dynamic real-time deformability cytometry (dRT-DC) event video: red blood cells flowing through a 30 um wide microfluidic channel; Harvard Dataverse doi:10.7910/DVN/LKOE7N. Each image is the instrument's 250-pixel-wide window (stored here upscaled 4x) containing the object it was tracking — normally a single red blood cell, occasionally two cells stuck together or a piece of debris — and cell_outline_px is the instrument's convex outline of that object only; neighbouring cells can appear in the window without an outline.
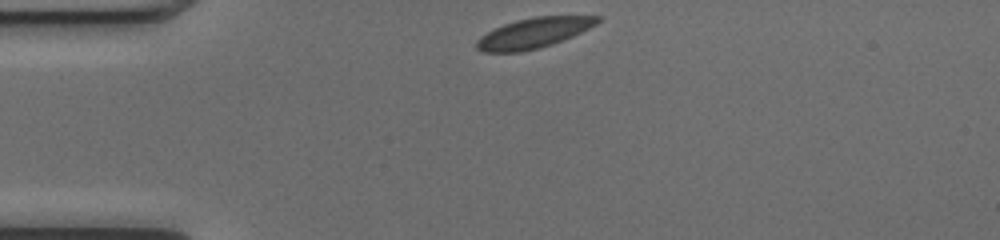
{"species": "common noctule bat (a hibernating species)", "species_latin": "Nyctalus noctula", "temperature_condition": "cold", "stored_images_in_passage": 41, "camera_frame_rate_fps": 3000, "um_per_image_px": 0.085, "animal": {"sex": "female", "body_mass_g": 17.0, "forearm_length_mm": 48.0}, "frame": {"image": 1, "passage_image": 1, "time_ms": 0.0, "image_size_px": [1000, 240], "cell_outline_px": [[604, 16], [596, 24], [572, 36], [552, 44], [540, 48], [520, 52], [484, 52], [476, 48], [476, 40], [480, 36], [504, 24], [516, 20], [536, 16]], "centroid_in_image_um": [45.35, 2.8], "position_along_channel_um": 39.7, "area_um2": 21.1}}
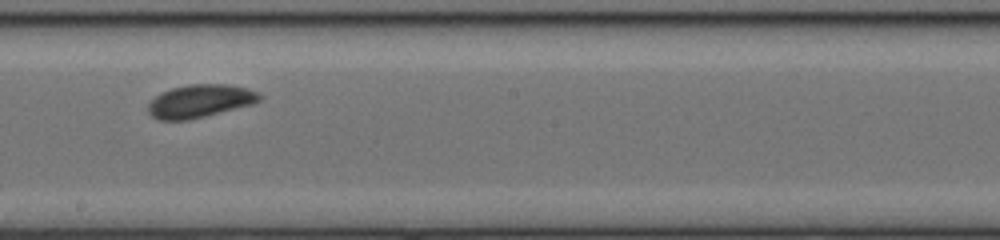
{"frame": {"image": 2, "passage_image": 18, "time_ms": 5.667, "image_size_px": [1000, 240], "cell_outline_px": [[264, 96], [260, 100], [252, 104], [188, 120], [156, 120], [148, 112], [148, 104], [160, 92], [172, 88], [188, 84], [228, 84], [248, 88], [260, 92]], "centroid_in_image_um": [17.01, 8.58], "position_along_channel_um": 231.2, "area_um2": 21.5}}
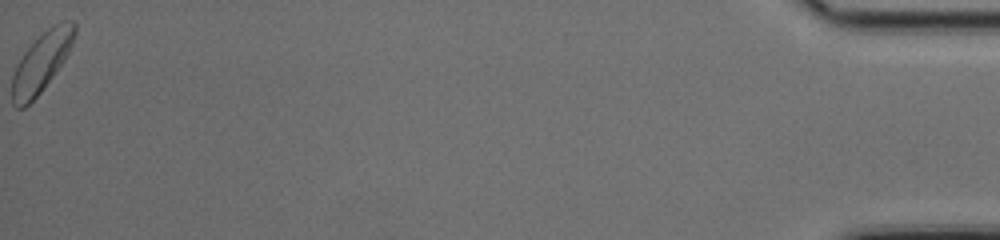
{"frame": {"image": 3, "passage_image": 41, "time_ms": 13.333, "image_size_px": [1000, 240], "cell_outline_px": [[76, 32], [72, 44], [64, 60], [40, 92], [24, 108], [16, 108], [12, 104], [12, 76], [16, 64], [24, 52], [48, 28], [64, 20], [72, 20], [76, 24]], "centroid_in_image_um": [3.51, 5.29], "position_along_channel_um": 431.7, "area_um2": 21.27}}